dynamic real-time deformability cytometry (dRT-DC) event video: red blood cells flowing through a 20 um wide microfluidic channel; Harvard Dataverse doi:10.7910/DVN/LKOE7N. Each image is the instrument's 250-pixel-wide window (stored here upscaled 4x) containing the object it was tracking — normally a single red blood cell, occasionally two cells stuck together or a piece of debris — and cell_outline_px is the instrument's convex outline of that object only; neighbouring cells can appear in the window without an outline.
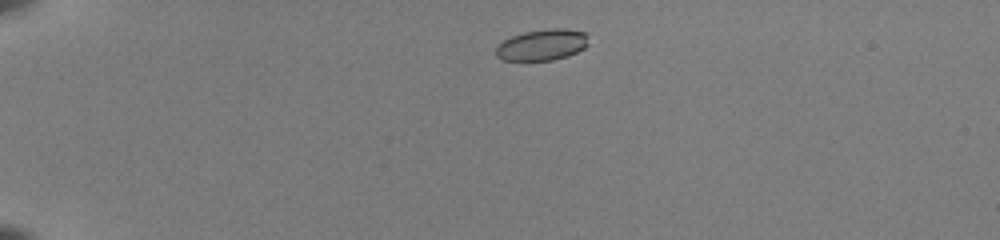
{"species": "common noctule bat (a hibernating species)", "species_latin": "Nyctalus noctula", "temperature_condition": "room temperature", "stored_images_in_passage": 41, "camera_frame_rate_fps": 3000, "um_per_image_px": 0.085, "animal": {"sex": "female", "body_mass_g": 22.0, "forearm_length_mm": 56.7}, "frame": {"image": 1, "passage_image": 2, "time_ms": 0.333, "image_size_px": [1000, 240], "cell_outline_px": [[588, 44], [584, 48], [568, 56], [552, 60], [504, 60], [496, 56], [496, 48], [504, 40], [512, 36], [524, 32], [552, 28], [564, 28], [584, 32], [588, 36]], "centroid_in_image_um": [46.11, 3.81], "position_along_channel_um": 38.9, "area_um2": 16.7}}
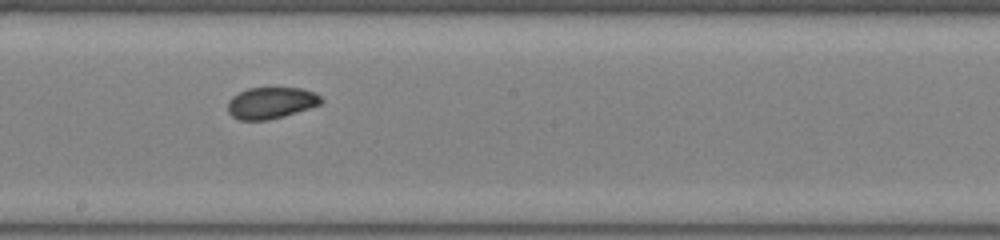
{"frame": {"image": 2, "passage_image": 21, "time_ms": 6.667, "image_size_px": [1000, 240], "cell_outline_px": [[324, 100], [320, 104], [284, 116], [268, 120], [240, 120], [232, 116], [228, 112], [228, 100], [232, 96], [248, 88], [300, 88], [312, 92], [320, 96]], "centroid_in_image_um": [23.01, 8.75], "position_along_channel_um": 225.2, "area_um2": 16.99}}
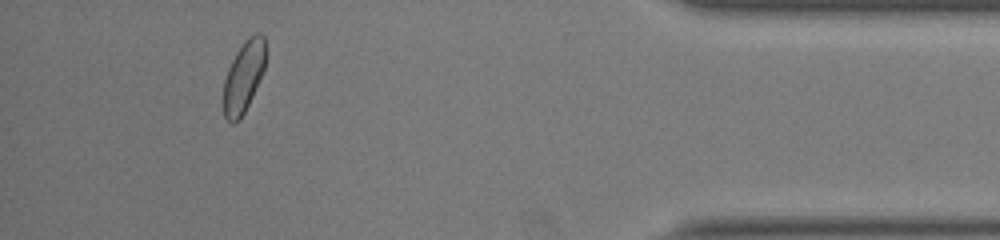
{"frame": {"image": 3, "passage_image": 38, "time_ms": 12.333, "image_size_px": [1000, 240], "cell_outline_px": [[264, 68], [252, 96], [240, 120], [232, 124], [224, 116], [224, 80], [228, 68], [236, 52], [244, 40], [248, 36], [256, 32], [260, 32], [264, 36]], "centroid_in_image_um": [20.69, 6.5], "position_along_channel_um": 414.5, "area_um2": 17.22}, "authors_computed_cell_mechanics": {"area_um2": 17.629, "velocity_mm_per_s": 4.0124, "shape_relaxation_time_tau1_ms": 5.0615, "shape_relaxation_time_tau2_ms": 1.2506, "deformation_change_tau1": 0.0959, "deformation_change_tau2": 0.0493}}